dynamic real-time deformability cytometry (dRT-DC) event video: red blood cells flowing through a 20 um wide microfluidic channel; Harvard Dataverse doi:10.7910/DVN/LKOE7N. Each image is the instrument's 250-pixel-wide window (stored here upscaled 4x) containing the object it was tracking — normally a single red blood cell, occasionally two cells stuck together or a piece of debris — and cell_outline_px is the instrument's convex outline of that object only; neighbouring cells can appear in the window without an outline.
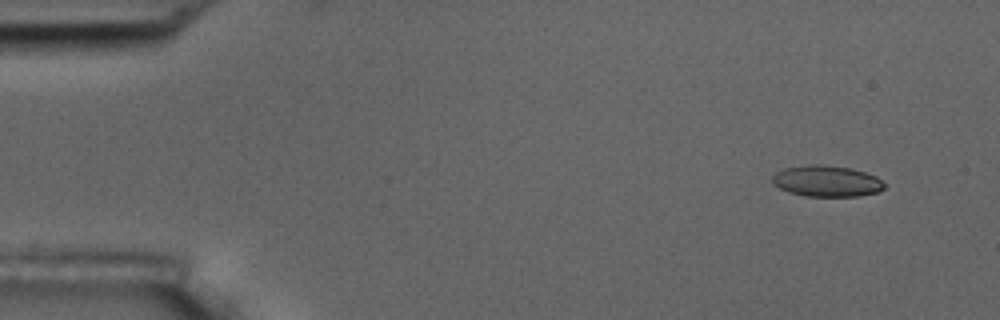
{"species": "common noctule bat (a hibernating species)", "species_latin": "Nyctalus noctula", "temperature_condition": "room temperature", "stored_images_in_passage": 9, "camera_frame_rate_fps": 3000, "um_per_image_px": 0.085, "animal": {"sex": "male", "body_mass_g": 17.5, "forearm_length_mm": 52.3}, "frame": {"image": 1, "passage_image": 1, "time_ms": 0.0, "image_size_px": [1000, 320], "cell_outline_px": [[884, 188], [876, 192], [860, 196], [808, 196], [788, 192], [772, 184], [772, 176], [776, 172], [784, 168], [808, 164], [820, 164], [852, 168], [876, 176], [884, 184]], "centroid_in_image_um": [70.23, 15.38], "position_along_channel_um": 14.8, "area_um2": 20.35}}
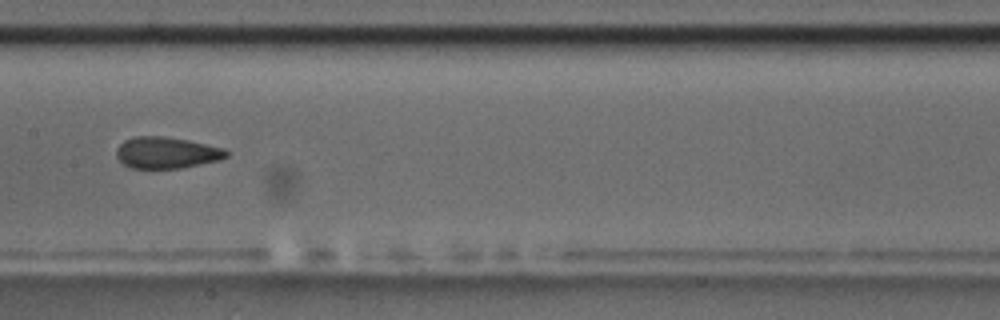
{"frame": {"image": 2, "passage_image": 8, "time_ms": 2.333, "image_size_px": [1000, 320], "cell_outline_px": [[228, 156], [220, 160], [180, 168], [132, 168], [124, 164], [116, 156], [116, 148], [124, 140], [136, 136], [164, 136], [188, 140], [224, 148], [228, 152]], "centroid_in_image_um": [14.15, 12.97], "position_along_channel_um": 193.2, "area_um2": 20.11}}
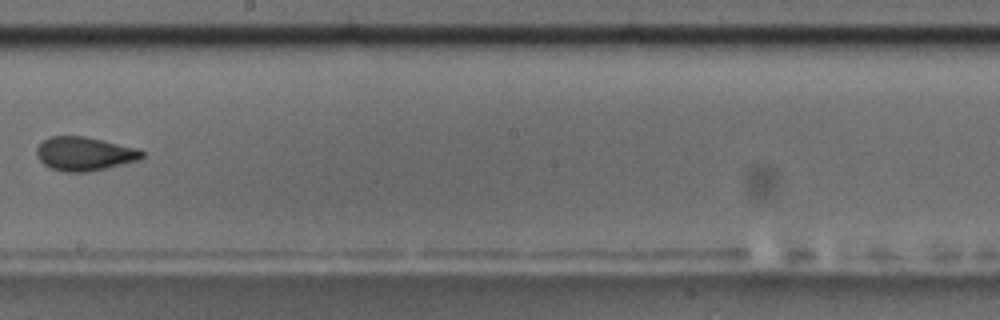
{"frame": {"image": 3, "passage_image": 9, "time_ms": 2.667, "image_size_px": [1000, 320], "cell_outline_px": [[144, 156], [140, 160], [88, 172], [64, 172], [52, 168], [44, 164], [36, 156], [36, 148], [48, 136], [84, 136], [136, 148], [144, 152]], "centroid_in_image_um": [7.16, 13.07], "position_along_channel_um": 241.0, "area_um2": 20.63}}